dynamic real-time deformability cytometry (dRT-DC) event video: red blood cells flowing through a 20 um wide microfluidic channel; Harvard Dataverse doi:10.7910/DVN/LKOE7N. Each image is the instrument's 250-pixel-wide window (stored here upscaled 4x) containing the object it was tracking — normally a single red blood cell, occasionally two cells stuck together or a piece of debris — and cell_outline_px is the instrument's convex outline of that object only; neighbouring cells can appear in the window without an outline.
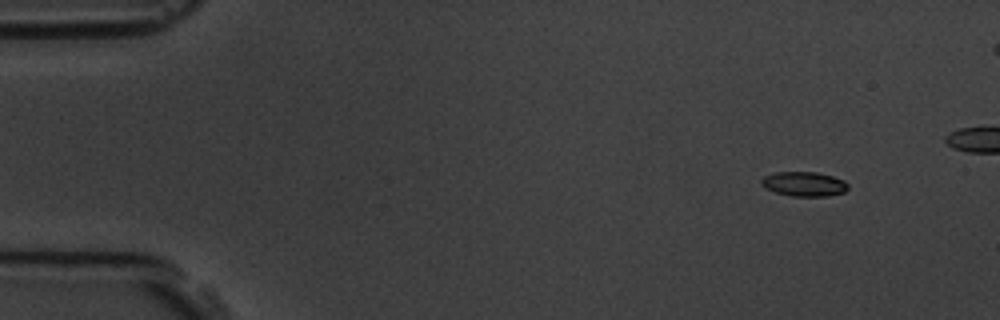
{"species": "common noctule bat (a hibernating species)", "species_latin": "Nyctalus noctula", "temperature_condition": "room temperature", "stored_images_in_passage": 5, "camera_frame_rate_fps": 3000, "um_per_image_px": 0.085, "animal": {"sex": "male", "body_mass_g": 19.5, "forearm_length_mm": 54.6}, "frame": {"image": 1, "passage_image": 1, "time_ms": 0.0, "image_size_px": [1000, 320], "cell_outline_px": [[848, 188], [844, 192], [828, 196], [792, 196], [776, 192], [764, 188], [760, 184], [760, 180], [764, 176], [776, 172], [816, 172], [832, 176], [844, 180], [848, 184]], "centroid_in_image_um": [68.33, 15.64], "position_along_channel_um": 16.7, "area_um2": 12.43}}